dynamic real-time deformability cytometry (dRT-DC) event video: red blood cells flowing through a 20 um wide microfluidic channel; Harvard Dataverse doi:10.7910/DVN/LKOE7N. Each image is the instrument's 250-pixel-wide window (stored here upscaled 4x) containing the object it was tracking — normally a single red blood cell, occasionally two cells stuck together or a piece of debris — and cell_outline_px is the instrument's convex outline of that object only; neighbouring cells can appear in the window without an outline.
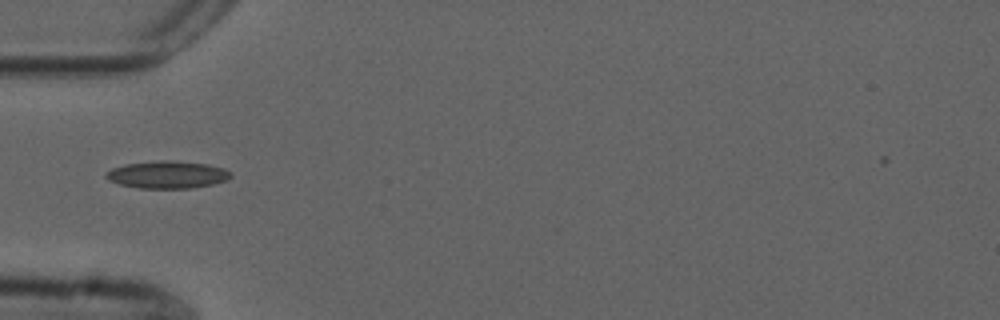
{"species": "common noctule bat (a hibernating species)", "species_latin": "Nyctalus noctula", "temperature_condition": "cold", "stored_images_in_passage": 38, "camera_frame_rate_fps": 3000, "um_per_image_px": 0.085, "animal": {"sex": "male", "forearm_length_mm": 52.5}, "frame": {"image": 1, "passage_image": 1, "time_ms": 0.0, "image_size_px": [1000, 320], "cell_outline_px": [[232, 176], [228, 180], [212, 184], [192, 188], [136, 188], [120, 184], [108, 180], [104, 176], [112, 168], [124, 164], [160, 160], [172, 160], [208, 164], [224, 168], [232, 172]], "centroid_in_image_um": [14.25, 14.84], "position_along_channel_um": 70.8, "area_um2": 20.06}}
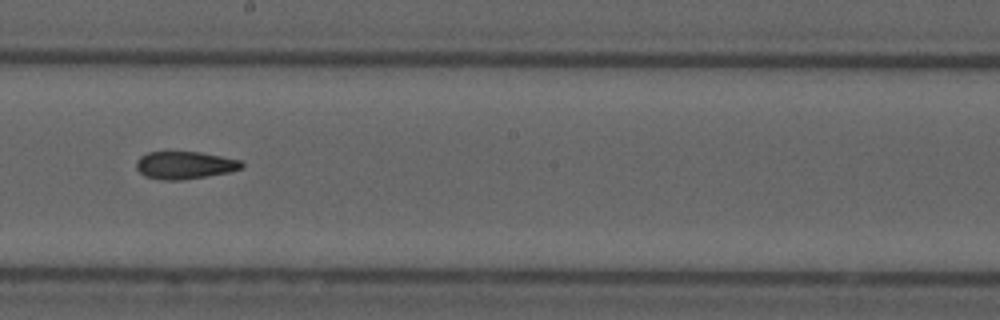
{"frame": {"image": 2, "passage_image": 14, "time_ms": 4.333, "image_size_px": [1000, 320], "cell_outline_px": [[244, 168], [228, 172], [184, 180], [160, 180], [144, 176], [136, 168], [136, 160], [140, 156], [148, 152], [200, 152], [240, 160], [244, 164]], "centroid_in_image_um": [15.68, 14.04], "position_along_channel_um": 232.5, "area_um2": 16.99}}
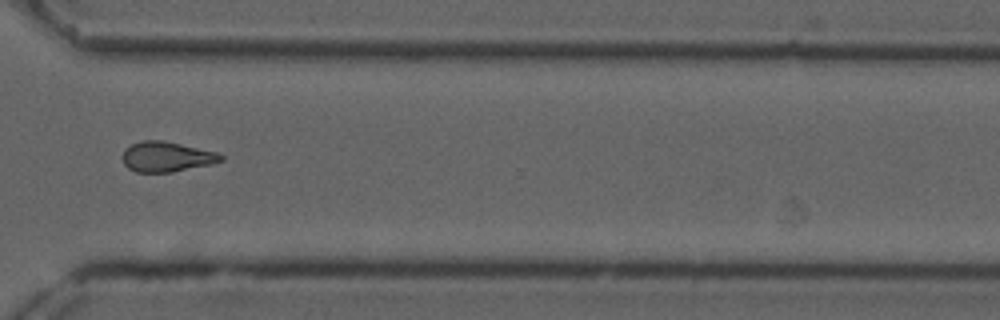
{"frame": {"image": 3, "passage_image": 24, "time_ms": 7.667, "image_size_px": [1000, 320], "cell_outline_px": [[224, 160], [212, 164], [172, 172], [136, 172], [128, 168], [124, 164], [120, 156], [124, 148], [140, 140], [164, 140], [220, 152], [224, 156]], "centroid_in_image_um": [14.16, 13.31], "position_along_channel_um": 356.4, "area_um2": 17.74}, "authors_computed_cell_mechanics": {"area_um2": 17.2244, "velocity_mm_per_s": 3.7255, "shape_relaxation_time_tau1_ms": null, "shape_relaxation_time_tau2_ms": 2.2617, "deformation_change_tau1": null, "deformation_change_tau2": 0.0872}}